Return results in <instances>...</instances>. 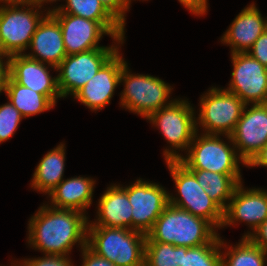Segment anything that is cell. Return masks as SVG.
Returning a JSON list of instances; mask_svg holds the SVG:
<instances>
[{
  "instance_id": "obj_30",
  "label": "cell",
  "mask_w": 267,
  "mask_h": 266,
  "mask_svg": "<svg viewBox=\"0 0 267 266\" xmlns=\"http://www.w3.org/2000/svg\"><path fill=\"white\" fill-rule=\"evenodd\" d=\"M19 266H74L70 256L44 254L43 257L25 258L18 261Z\"/></svg>"
},
{
  "instance_id": "obj_1",
  "label": "cell",
  "mask_w": 267,
  "mask_h": 266,
  "mask_svg": "<svg viewBox=\"0 0 267 266\" xmlns=\"http://www.w3.org/2000/svg\"><path fill=\"white\" fill-rule=\"evenodd\" d=\"M89 217L77 210L41 205L28 221V246L43 254L69 256L75 244L87 246Z\"/></svg>"
},
{
  "instance_id": "obj_18",
  "label": "cell",
  "mask_w": 267,
  "mask_h": 266,
  "mask_svg": "<svg viewBox=\"0 0 267 266\" xmlns=\"http://www.w3.org/2000/svg\"><path fill=\"white\" fill-rule=\"evenodd\" d=\"M267 29V18L262 17L256 4L244 7L221 36L223 44L230 46L231 54L247 53L254 42Z\"/></svg>"
},
{
  "instance_id": "obj_25",
  "label": "cell",
  "mask_w": 267,
  "mask_h": 266,
  "mask_svg": "<svg viewBox=\"0 0 267 266\" xmlns=\"http://www.w3.org/2000/svg\"><path fill=\"white\" fill-rule=\"evenodd\" d=\"M220 237L222 266H265L267 253L258 245L253 243L248 237L242 239L236 245H226Z\"/></svg>"
},
{
  "instance_id": "obj_39",
  "label": "cell",
  "mask_w": 267,
  "mask_h": 266,
  "mask_svg": "<svg viewBox=\"0 0 267 266\" xmlns=\"http://www.w3.org/2000/svg\"><path fill=\"white\" fill-rule=\"evenodd\" d=\"M57 1H60V0H32V3H34V4H36L39 8H41L42 9V7L44 8V4L45 3H48L49 4V2H50V4L52 3L53 4V2L55 3V2H57ZM66 1V0H65Z\"/></svg>"
},
{
  "instance_id": "obj_23",
  "label": "cell",
  "mask_w": 267,
  "mask_h": 266,
  "mask_svg": "<svg viewBox=\"0 0 267 266\" xmlns=\"http://www.w3.org/2000/svg\"><path fill=\"white\" fill-rule=\"evenodd\" d=\"M204 191L223 210L226 209L237 185L242 181L241 174H221L207 170L189 169Z\"/></svg>"
},
{
  "instance_id": "obj_33",
  "label": "cell",
  "mask_w": 267,
  "mask_h": 266,
  "mask_svg": "<svg viewBox=\"0 0 267 266\" xmlns=\"http://www.w3.org/2000/svg\"><path fill=\"white\" fill-rule=\"evenodd\" d=\"M82 255V266H116L109 260L97 256L87 246L81 249Z\"/></svg>"
},
{
  "instance_id": "obj_21",
  "label": "cell",
  "mask_w": 267,
  "mask_h": 266,
  "mask_svg": "<svg viewBox=\"0 0 267 266\" xmlns=\"http://www.w3.org/2000/svg\"><path fill=\"white\" fill-rule=\"evenodd\" d=\"M96 181L91 177L76 176L63 179L49 194L50 206L58 209L77 210L88 214L92 205Z\"/></svg>"
},
{
  "instance_id": "obj_24",
  "label": "cell",
  "mask_w": 267,
  "mask_h": 266,
  "mask_svg": "<svg viewBox=\"0 0 267 266\" xmlns=\"http://www.w3.org/2000/svg\"><path fill=\"white\" fill-rule=\"evenodd\" d=\"M3 92L24 118L48 111L56 106L48 97L17 84L8 76Z\"/></svg>"
},
{
  "instance_id": "obj_9",
  "label": "cell",
  "mask_w": 267,
  "mask_h": 266,
  "mask_svg": "<svg viewBox=\"0 0 267 266\" xmlns=\"http://www.w3.org/2000/svg\"><path fill=\"white\" fill-rule=\"evenodd\" d=\"M199 103L197 131L201 127L204 134L228 136L233 133L246 106L234 93L213 86L201 95Z\"/></svg>"
},
{
  "instance_id": "obj_4",
  "label": "cell",
  "mask_w": 267,
  "mask_h": 266,
  "mask_svg": "<svg viewBox=\"0 0 267 266\" xmlns=\"http://www.w3.org/2000/svg\"><path fill=\"white\" fill-rule=\"evenodd\" d=\"M60 24L67 55L95 48H119L125 41V27L119 21H93L77 15L62 13L59 9L50 13ZM104 35L115 41L110 46H101ZM118 44V45H117Z\"/></svg>"
},
{
  "instance_id": "obj_19",
  "label": "cell",
  "mask_w": 267,
  "mask_h": 266,
  "mask_svg": "<svg viewBox=\"0 0 267 266\" xmlns=\"http://www.w3.org/2000/svg\"><path fill=\"white\" fill-rule=\"evenodd\" d=\"M29 49L27 57L54 67L67 56L60 24L50 13L38 24Z\"/></svg>"
},
{
  "instance_id": "obj_32",
  "label": "cell",
  "mask_w": 267,
  "mask_h": 266,
  "mask_svg": "<svg viewBox=\"0 0 267 266\" xmlns=\"http://www.w3.org/2000/svg\"><path fill=\"white\" fill-rule=\"evenodd\" d=\"M247 53L267 68V29L254 42Z\"/></svg>"
},
{
  "instance_id": "obj_10",
  "label": "cell",
  "mask_w": 267,
  "mask_h": 266,
  "mask_svg": "<svg viewBox=\"0 0 267 266\" xmlns=\"http://www.w3.org/2000/svg\"><path fill=\"white\" fill-rule=\"evenodd\" d=\"M47 14L32 2L0 6V50L8 56L25 54L38 24Z\"/></svg>"
},
{
  "instance_id": "obj_5",
  "label": "cell",
  "mask_w": 267,
  "mask_h": 266,
  "mask_svg": "<svg viewBox=\"0 0 267 266\" xmlns=\"http://www.w3.org/2000/svg\"><path fill=\"white\" fill-rule=\"evenodd\" d=\"M220 136L225 137L230 144L224 142ZM185 154L179 161L188 169L207 170L221 174H242L239 163L247 166L238 155L228 135L198 134L197 131Z\"/></svg>"
},
{
  "instance_id": "obj_37",
  "label": "cell",
  "mask_w": 267,
  "mask_h": 266,
  "mask_svg": "<svg viewBox=\"0 0 267 266\" xmlns=\"http://www.w3.org/2000/svg\"><path fill=\"white\" fill-rule=\"evenodd\" d=\"M267 167V142L262 149L252 158L246 167Z\"/></svg>"
},
{
  "instance_id": "obj_13",
  "label": "cell",
  "mask_w": 267,
  "mask_h": 266,
  "mask_svg": "<svg viewBox=\"0 0 267 266\" xmlns=\"http://www.w3.org/2000/svg\"><path fill=\"white\" fill-rule=\"evenodd\" d=\"M233 71L227 91L245 104L267 103V68L249 53L231 54Z\"/></svg>"
},
{
  "instance_id": "obj_16",
  "label": "cell",
  "mask_w": 267,
  "mask_h": 266,
  "mask_svg": "<svg viewBox=\"0 0 267 266\" xmlns=\"http://www.w3.org/2000/svg\"><path fill=\"white\" fill-rule=\"evenodd\" d=\"M118 49L74 96L77 101L91 111L102 110L120 85V76L123 65L127 62Z\"/></svg>"
},
{
  "instance_id": "obj_40",
  "label": "cell",
  "mask_w": 267,
  "mask_h": 266,
  "mask_svg": "<svg viewBox=\"0 0 267 266\" xmlns=\"http://www.w3.org/2000/svg\"><path fill=\"white\" fill-rule=\"evenodd\" d=\"M124 1L130 7L132 0H124ZM133 1H135V0H133ZM143 1H147V0H143Z\"/></svg>"
},
{
  "instance_id": "obj_26",
  "label": "cell",
  "mask_w": 267,
  "mask_h": 266,
  "mask_svg": "<svg viewBox=\"0 0 267 266\" xmlns=\"http://www.w3.org/2000/svg\"><path fill=\"white\" fill-rule=\"evenodd\" d=\"M189 247L146 241L145 266H182L183 253Z\"/></svg>"
},
{
  "instance_id": "obj_3",
  "label": "cell",
  "mask_w": 267,
  "mask_h": 266,
  "mask_svg": "<svg viewBox=\"0 0 267 266\" xmlns=\"http://www.w3.org/2000/svg\"><path fill=\"white\" fill-rule=\"evenodd\" d=\"M146 234L125 228L87 226V247L116 266H145Z\"/></svg>"
},
{
  "instance_id": "obj_20",
  "label": "cell",
  "mask_w": 267,
  "mask_h": 266,
  "mask_svg": "<svg viewBox=\"0 0 267 266\" xmlns=\"http://www.w3.org/2000/svg\"><path fill=\"white\" fill-rule=\"evenodd\" d=\"M94 221L88 226L132 229V206L128 200L126 186L112 184L98 200Z\"/></svg>"
},
{
  "instance_id": "obj_7",
  "label": "cell",
  "mask_w": 267,
  "mask_h": 266,
  "mask_svg": "<svg viewBox=\"0 0 267 266\" xmlns=\"http://www.w3.org/2000/svg\"><path fill=\"white\" fill-rule=\"evenodd\" d=\"M194 110L188 99L175 98L170 105L152 113L147 118L160 130L170 145V148L163 151L165 161L179 160L183 156L179 154L180 150L187 152L197 132Z\"/></svg>"
},
{
  "instance_id": "obj_31",
  "label": "cell",
  "mask_w": 267,
  "mask_h": 266,
  "mask_svg": "<svg viewBox=\"0 0 267 266\" xmlns=\"http://www.w3.org/2000/svg\"><path fill=\"white\" fill-rule=\"evenodd\" d=\"M104 7L125 27L126 13L130 7L124 0H100Z\"/></svg>"
},
{
  "instance_id": "obj_2",
  "label": "cell",
  "mask_w": 267,
  "mask_h": 266,
  "mask_svg": "<svg viewBox=\"0 0 267 266\" xmlns=\"http://www.w3.org/2000/svg\"><path fill=\"white\" fill-rule=\"evenodd\" d=\"M216 230L206 219L169 203L146 234V241L198 247L210 243L219 234Z\"/></svg>"
},
{
  "instance_id": "obj_12",
  "label": "cell",
  "mask_w": 267,
  "mask_h": 266,
  "mask_svg": "<svg viewBox=\"0 0 267 266\" xmlns=\"http://www.w3.org/2000/svg\"><path fill=\"white\" fill-rule=\"evenodd\" d=\"M126 193L132 206V230L147 234L168 206L170 193L162 185L141 178L127 185Z\"/></svg>"
},
{
  "instance_id": "obj_34",
  "label": "cell",
  "mask_w": 267,
  "mask_h": 266,
  "mask_svg": "<svg viewBox=\"0 0 267 266\" xmlns=\"http://www.w3.org/2000/svg\"><path fill=\"white\" fill-rule=\"evenodd\" d=\"M191 14L204 16L208 12V0H178Z\"/></svg>"
},
{
  "instance_id": "obj_41",
  "label": "cell",
  "mask_w": 267,
  "mask_h": 266,
  "mask_svg": "<svg viewBox=\"0 0 267 266\" xmlns=\"http://www.w3.org/2000/svg\"><path fill=\"white\" fill-rule=\"evenodd\" d=\"M11 266H19V262L18 261H14V262L12 261Z\"/></svg>"
},
{
  "instance_id": "obj_29",
  "label": "cell",
  "mask_w": 267,
  "mask_h": 266,
  "mask_svg": "<svg viewBox=\"0 0 267 266\" xmlns=\"http://www.w3.org/2000/svg\"><path fill=\"white\" fill-rule=\"evenodd\" d=\"M24 117L8 100L0 105V143L12 137Z\"/></svg>"
},
{
  "instance_id": "obj_15",
  "label": "cell",
  "mask_w": 267,
  "mask_h": 266,
  "mask_svg": "<svg viewBox=\"0 0 267 266\" xmlns=\"http://www.w3.org/2000/svg\"><path fill=\"white\" fill-rule=\"evenodd\" d=\"M246 104L230 135L238 155L248 164L267 142V103ZM248 108V109H247Z\"/></svg>"
},
{
  "instance_id": "obj_28",
  "label": "cell",
  "mask_w": 267,
  "mask_h": 266,
  "mask_svg": "<svg viewBox=\"0 0 267 266\" xmlns=\"http://www.w3.org/2000/svg\"><path fill=\"white\" fill-rule=\"evenodd\" d=\"M182 266H222L220 235L208 244L189 247L183 253Z\"/></svg>"
},
{
  "instance_id": "obj_14",
  "label": "cell",
  "mask_w": 267,
  "mask_h": 266,
  "mask_svg": "<svg viewBox=\"0 0 267 266\" xmlns=\"http://www.w3.org/2000/svg\"><path fill=\"white\" fill-rule=\"evenodd\" d=\"M267 219V190L262 188H244L243 182L235 188L232 198L224 210L221 229L244 222L252 230L244 233L248 237Z\"/></svg>"
},
{
  "instance_id": "obj_38",
  "label": "cell",
  "mask_w": 267,
  "mask_h": 266,
  "mask_svg": "<svg viewBox=\"0 0 267 266\" xmlns=\"http://www.w3.org/2000/svg\"><path fill=\"white\" fill-rule=\"evenodd\" d=\"M31 2L32 0H0V3H3L0 6L26 5Z\"/></svg>"
},
{
  "instance_id": "obj_22",
  "label": "cell",
  "mask_w": 267,
  "mask_h": 266,
  "mask_svg": "<svg viewBox=\"0 0 267 266\" xmlns=\"http://www.w3.org/2000/svg\"><path fill=\"white\" fill-rule=\"evenodd\" d=\"M65 148L62 142L43 156L34 171L32 189L48 195L64 179Z\"/></svg>"
},
{
  "instance_id": "obj_11",
  "label": "cell",
  "mask_w": 267,
  "mask_h": 266,
  "mask_svg": "<svg viewBox=\"0 0 267 266\" xmlns=\"http://www.w3.org/2000/svg\"><path fill=\"white\" fill-rule=\"evenodd\" d=\"M119 48H95L89 51L67 55L56 67L58 89L62 98L74 96L101 66Z\"/></svg>"
},
{
  "instance_id": "obj_35",
  "label": "cell",
  "mask_w": 267,
  "mask_h": 266,
  "mask_svg": "<svg viewBox=\"0 0 267 266\" xmlns=\"http://www.w3.org/2000/svg\"><path fill=\"white\" fill-rule=\"evenodd\" d=\"M248 238L267 253V219Z\"/></svg>"
},
{
  "instance_id": "obj_6",
  "label": "cell",
  "mask_w": 267,
  "mask_h": 266,
  "mask_svg": "<svg viewBox=\"0 0 267 266\" xmlns=\"http://www.w3.org/2000/svg\"><path fill=\"white\" fill-rule=\"evenodd\" d=\"M120 83L124 85L120 106L145 119L174 101L170 100V84L156 76L131 73L127 62L122 67Z\"/></svg>"
},
{
  "instance_id": "obj_36",
  "label": "cell",
  "mask_w": 267,
  "mask_h": 266,
  "mask_svg": "<svg viewBox=\"0 0 267 266\" xmlns=\"http://www.w3.org/2000/svg\"><path fill=\"white\" fill-rule=\"evenodd\" d=\"M8 76H9V56L0 50V94L4 90Z\"/></svg>"
},
{
  "instance_id": "obj_8",
  "label": "cell",
  "mask_w": 267,
  "mask_h": 266,
  "mask_svg": "<svg viewBox=\"0 0 267 266\" xmlns=\"http://www.w3.org/2000/svg\"><path fill=\"white\" fill-rule=\"evenodd\" d=\"M176 191L169 194V203L209 221L217 230L221 228L224 210L210 198L197 182L195 175L179 160L166 161Z\"/></svg>"
},
{
  "instance_id": "obj_17",
  "label": "cell",
  "mask_w": 267,
  "mask_h": 266,
  "mask_svg": "<svg viewBox=\"0 0 267 266\" xmlns=\"http://www.w3.org/2000/svg\"><path fill=\"white\" fill-rule=\"evenodd\" d=\"M49 66L57 71L56 67L29 58L25 54L9 56V76L17 84L45 95L56 104L62 96L58 89L57 76H51Z\"/></svg>"
},
{
  "instance_id": "obj_27",
  "label": "cell",
  "mask_w": 267,
  "mask_h": 266,
  "mask_svg": "<svg viewBox=\"0 0 267 266\" xmlns=\"http://www.w3.org/2000/svg\"><path fill=\"white\" fill-rule=\"evenodd\" d=\"M59 9L62 13L77 15L93 21H118L100 0H66V5L46 9L51 13Z\"/></svg>"
}]
</instances>
